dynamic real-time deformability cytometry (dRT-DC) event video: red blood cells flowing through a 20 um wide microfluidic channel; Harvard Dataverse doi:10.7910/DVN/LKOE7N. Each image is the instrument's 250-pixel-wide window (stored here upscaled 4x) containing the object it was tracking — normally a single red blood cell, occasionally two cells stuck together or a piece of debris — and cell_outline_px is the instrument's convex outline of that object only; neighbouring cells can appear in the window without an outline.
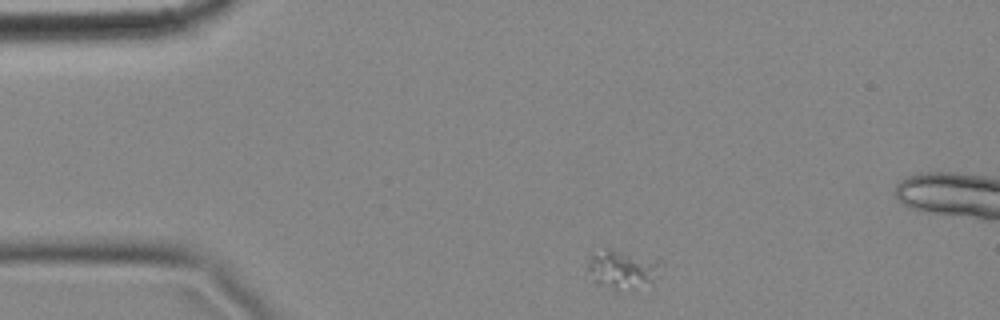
{"species": "common noctule bat (a hibernating species)", "species_latin": "Nyctalus noctula", "temperature_condition": "cold", "stored_images_in_passage": 5, "camera_frame_rate_fps": 3000, "um_per_image_px": 0.085, "animal": {"sex": "female", "body_mass_g": 18.4}, "frame": {"image": 1, "passage_image": 1, "time_ms": 0.0, "image_size_px": [1000, 320], "cell_outline_px": [[660, 260], [652, 280], [616, 288], [600, 284], [592, 280], [588, 268], [588, 256], [608, 248], [660, 256]], "centroid_in_image_um": [52.86, 22.74], "position_along_channel_um": 32.1, "area_um2": 15.66}}